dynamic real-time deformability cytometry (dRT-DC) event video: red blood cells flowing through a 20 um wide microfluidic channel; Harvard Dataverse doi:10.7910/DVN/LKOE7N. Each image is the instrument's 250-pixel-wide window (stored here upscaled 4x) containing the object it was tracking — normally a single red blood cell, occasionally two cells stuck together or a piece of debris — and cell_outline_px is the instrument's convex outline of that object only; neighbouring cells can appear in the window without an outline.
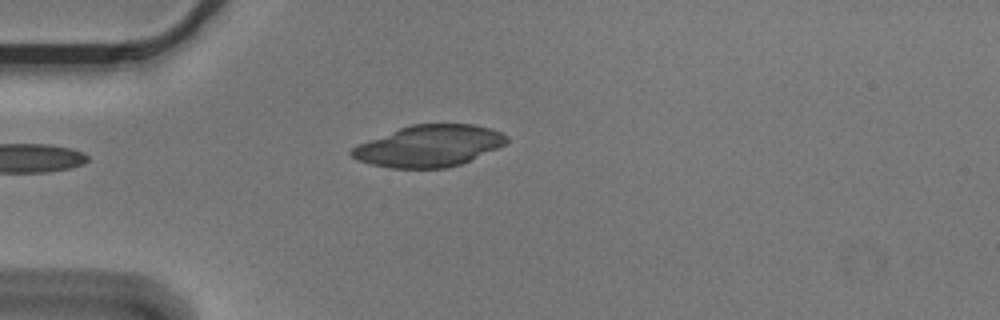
{"species": "Egyptian fruit bat (a non-hibernating species)", "species_latin": "Rousettus aegyptiacus", "temperature_condition": "cold", "stored_images_in_passage": 4, "camera_frame_rate_fps": 3000, "um_per_image_px": 0.085, "animal": {"sex": "male"}, "frame": {"image": 1, "passage_image": 1, "time_ms": 0.0, "image_size_px": [1000, 320], "cell_outline_px": [[508, 140], [504, 144], [496, 148], [460, 164], [444, 168], [392, 168], [372, 164], [356, 160], [348, 152], [356, 144], [400, 128], [412, 124], [472, 124], [492, 128], [508, 136]], "centroid_in_image_um": [36.43, 12.4], "position_along_channel_um": 48.6, "area_um2": 37.22}}
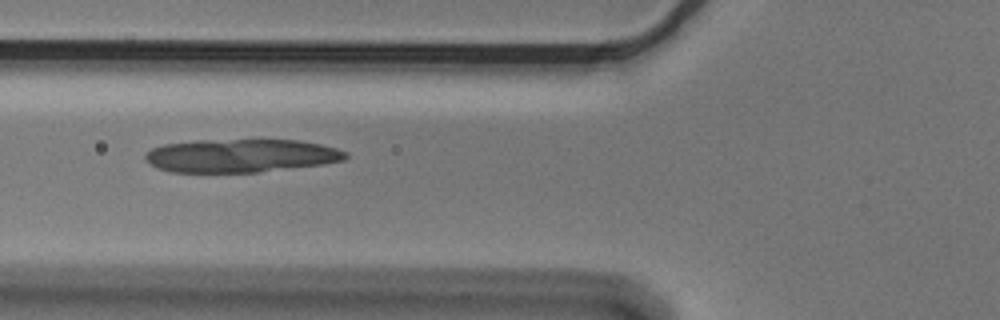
{"frame": {"image": 2, "passage_image": 3, "time_ms": 0.667, "image_size_px": [1000, 320], "cell_outline_px": [[348, 156], [344, 160], [324, 164], [256, 172], [172, 172], [156, 168], [144, 160], [144, 156], [152, 148], [164, 144], [196, 140], [300, 140], [320, 144], [336, 148], [348, 152]], "centroid_in_image_um": [20.47, 13.23], "position_along_channel_um": 105.3, "area_um2": 38.9}}